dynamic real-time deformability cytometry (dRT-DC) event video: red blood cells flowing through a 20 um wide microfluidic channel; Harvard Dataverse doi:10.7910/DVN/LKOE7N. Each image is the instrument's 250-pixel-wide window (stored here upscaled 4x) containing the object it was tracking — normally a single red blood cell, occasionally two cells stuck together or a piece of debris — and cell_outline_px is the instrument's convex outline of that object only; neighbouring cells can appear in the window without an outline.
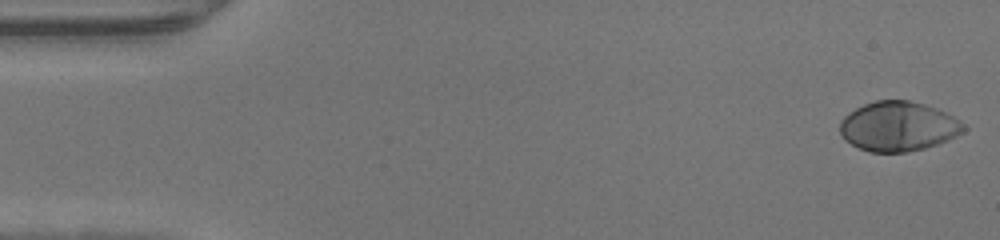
{"species": "human", "species_latin": "Homo sapiens", "temperature_condition": "warm", "stored_images_in_passage": 47, "camera_frame_rate_fps": 3000, "um_per_image_px": 0.085, "donor": {"sex": "male"}, "frame": {"image": 1, "passage_image": 1, "time_ms": 0.0, "image_size_px": [1000, 240], "cell_outline_px": [[968, 128], [964, 132], [948, 140], [924, 148], [904, 152], [872, 152], [860, 148], [844, 140], [840, 132], [840, 120], [848, 112], [864, 104], [876, 100], [908, 100], [924, 104], [936, 108], [952, 116], [964, 124]], "centroid_in_image_um": [76.34, 10.74], "position_along_channel_um": 8.7, "area_um2": 35.72}}
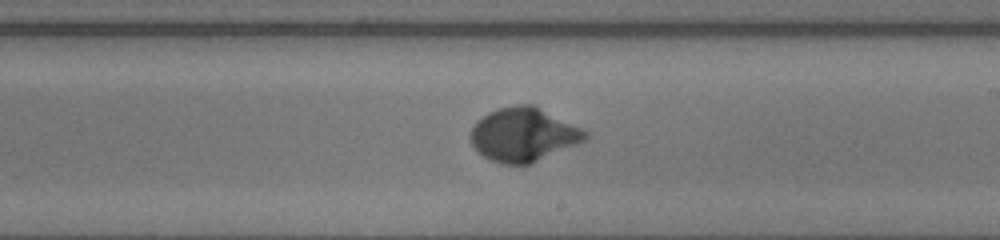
{"frame": {"image": 2, "passage_image": 27, "time_ms": 8.667, "image_size_px": [1000, 240], "cell_outline_px": [[588, 136], [584, 140], [576, 144], [532, 164], [500, 164], [488, 160], [472, 144], [472, 128], [476, 120], [488, 112], [500, 108], [516, 104], [532, 104], [588, 132]], "centroid_in_image_um": [44.47, 11.45], "position_along_channel_um": 244.5, "area_um2": 35.49}}
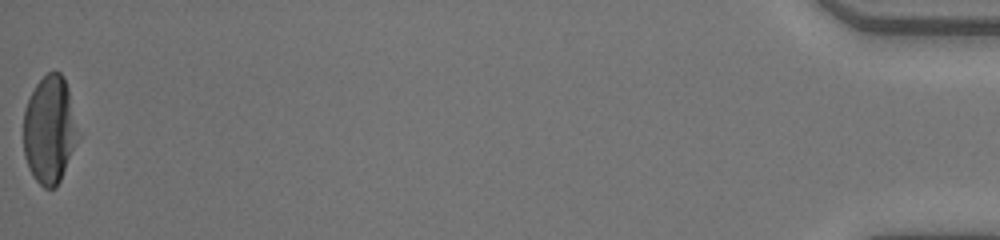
{"frame": {"image": 3, "passage_image": 47, "time_ms": 15.333, "image_size_px": [1000, 240], "cell_outline_px": [[80, 136], [60, 180], [56, 188], [44, 188], [32, 176], [28, 168], [24, 156], [24, 108], [36, 84], [48, 72], [60, 72], [64, 76], [68, 88]], "centroid_in_image_um": [4.22, 11.04], "position_along_channel_um": 431.0, "area_um2": 34.33}}